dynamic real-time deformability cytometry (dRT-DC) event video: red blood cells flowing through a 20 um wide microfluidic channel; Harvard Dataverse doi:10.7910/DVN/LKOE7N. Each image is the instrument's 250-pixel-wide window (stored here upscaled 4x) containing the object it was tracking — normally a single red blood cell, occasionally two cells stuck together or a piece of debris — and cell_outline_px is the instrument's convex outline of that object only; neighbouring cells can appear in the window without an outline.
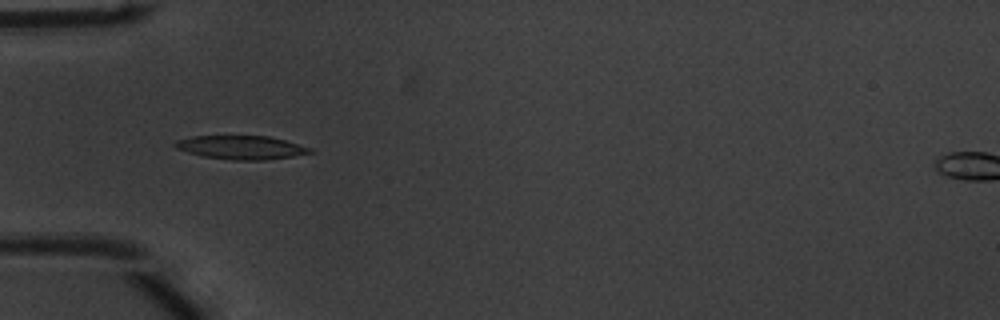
{"species": "common noctule bat (a hibernating species)", "species_latin": "Nyctalus noctula", "temperature_condition": "warm", "stored_images_in_passage": 36, "camera_frame_rate_fps": 3000, "um_per_image_px": 0.085, "animal": {"sex": "male", "body_mass_g": 20.1, "forearm_length_mm": 53.5}, "frame": {"image": 1, "passage_image": 1, "time_ms": 0.0, "image_size_px": [1000, 320], "cell_outline_px": [[316, 152], [292, 156], [264, 160], [232, 160], [204, 156], [188, 152], [176, 148], [172, 144], [176, 140], [192, 136], [268, 136], [284, 140], [312, 148]], "centroid_in_image_um": [20.5, 12.53], "position_along_channel_um": 64.5, "area_um2": 18.5}}
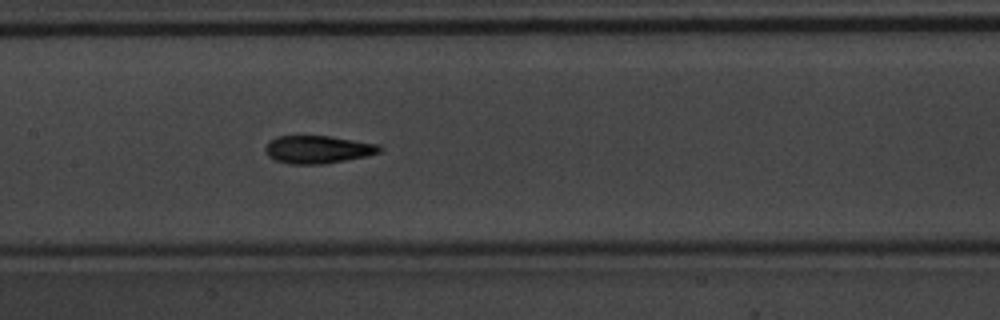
{"frame": {"image": 2, "passage_image": 10, "time_ms": 3.0, "image_size_px": [1000, 320], "cell_outline_px": [[384, 148], [380, 152], [368, 156], [324, 164], [288, 164], [276, 160], [268, 156], [264, 148], [268, 140], [276, 136], [332, 136], [380, 144]], "centroid_in_image_um": [27.04, 12.7], "position_along_channel_um": 180.4, "area_um2": 18.84}}
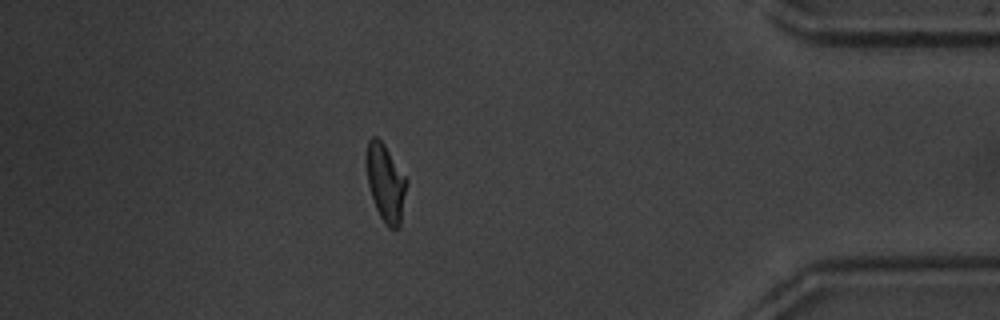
{"frame": {"image": 3, "passage_image": 30, "time_ms": 9.667, "image_size_px": [1000, 320], "cell_outline_px": [[408, 184], [400, 224], [396, 228], [388, 228], [380, 216], [376, 208], [368, 184], [364, 160], [364, 156], [368, 140], [372, 136], [376, 136], [384, 144], [408, 180]], "centroid_in_image_um": [32.76, 15.49], "position_along_channel_um": 402.4, "area_um2": 18.38}, "authors_computed_cell_mechanics": {"area_um2": 18.3515, "velocity_mm_per_s": 3.8936, "shape_relaxation_time_tau1_ms": 3.9634, "shape_relaxation_time_tau2_ms": 1.9156, "deformation_change_tau1": 0.1943, "deformation_change_tau2": 0.0918}}